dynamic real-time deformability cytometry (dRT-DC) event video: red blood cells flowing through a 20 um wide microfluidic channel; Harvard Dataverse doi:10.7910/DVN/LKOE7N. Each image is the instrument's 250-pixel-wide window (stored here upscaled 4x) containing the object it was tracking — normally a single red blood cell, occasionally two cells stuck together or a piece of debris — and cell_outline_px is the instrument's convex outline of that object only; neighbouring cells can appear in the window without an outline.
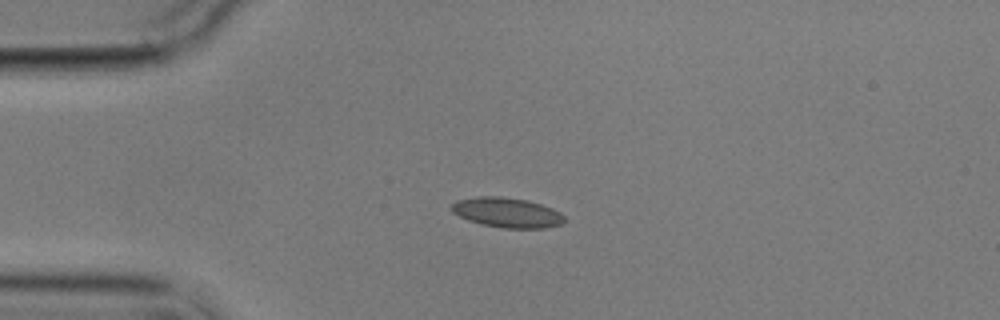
{"species": "common noctule bat (a hibernating species)", "species_latin": "Nyctalus noctula", "temperature_condition": "cold", "stored_images_in_passage": 9, "camera_frame_rate_fps": 3000, "um_per_image_px": 0.085, "animal": {"sex": "male", "body_mass_g": 17.9}, "frame": {"image": 1, "passage_image": 3, "time_ms": 2.333, "image_size_px": [1000, 320], "cell_outline_px": [[564, 220], [560, 224], [544, 228], [500, 228], [480, 224], [468, 220], [452, 212], [452, 204], [456, 200], [476, 196], [500, 196], [528, 200], [552, 208], [560, 212], [564, 216]], "centroid_in_image_um": [43.08, 18.06], "position_along_channel_um": 41.9, "area_um2": 19.71}}
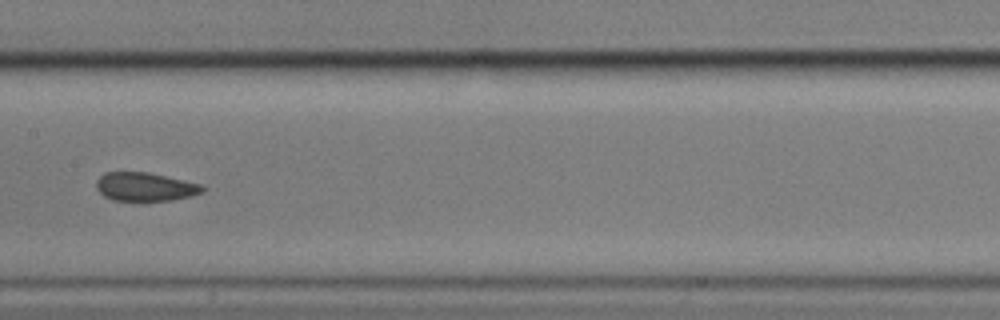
{"frame": {"image": 2, "passage_image": 7, "time_ms": 7.333, "image_size_px": [1000, 320], "cell_outline_px": [[204, 192], [192, 196], [172, 200], [144, 204], [112, 200], [104, 196], [96, 188], [96, 180], [104, 172], [148, 172], [184, 180], [200, 184], [204, 188]], "centroid_in_image_um": [12.31, 15.93], "position_along_channel_um": 195.1, "area_um2": 18.5}}
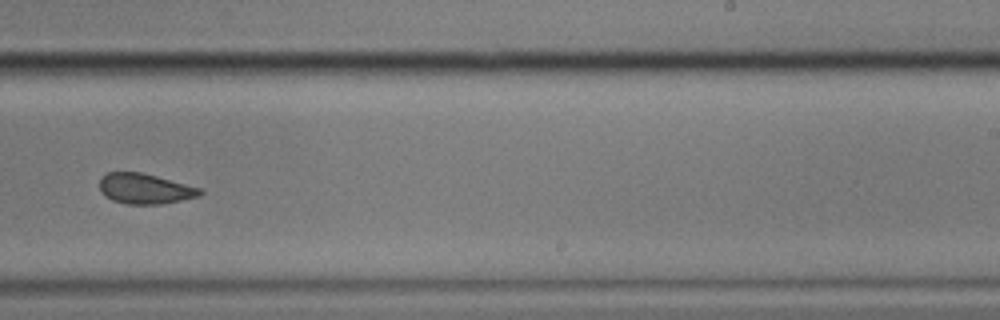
{"frame": {"image": 3, "passage_image": 9, "time_ms": 9.667, "image_size_px": [1000, 320], "cell_outline_px": [[204, 192], [200, 196], [160, 204], [128, 204], [112, 200], [104, 196], [100, 192], [100, 176], [108, 172], [140, 172], [204, 188]], "centroid_in_image_um": [12.33, 16.03], "position_along_channel_um": 276.7, "area_um2": 17.92}}